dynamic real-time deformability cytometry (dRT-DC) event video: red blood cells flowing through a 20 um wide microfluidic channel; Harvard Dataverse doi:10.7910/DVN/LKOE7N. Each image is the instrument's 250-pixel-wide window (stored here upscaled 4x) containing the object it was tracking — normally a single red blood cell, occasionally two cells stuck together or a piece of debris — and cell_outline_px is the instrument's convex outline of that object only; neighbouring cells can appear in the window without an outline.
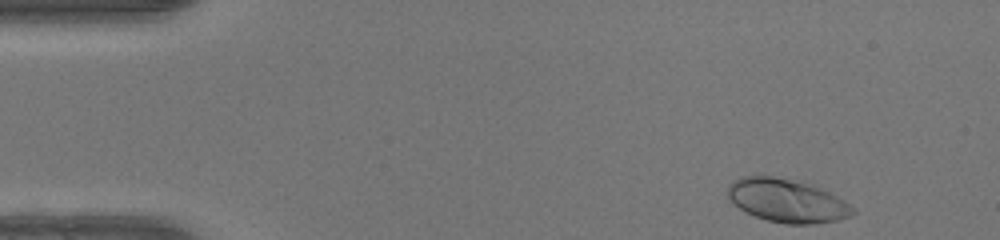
{"species": "human", "species_latin": "Homo sapiens", "temperature_condition": "warm", "stored_images_in_passage": 45, "camera_frame_rate_fps": 3000, "um_per_image_px": 0.085, "donor": {"sex": "female"}, "frame": {"image": 1, "passage_image": 1, "time_ms": 0.0, "image_size_px": [1000, 240], "cell_outline_px": [[856, 212], [840, 220], [812, 224], [784, 224], [768, 220], [756, 216], [740, 208], [728, 196], [728, 184], [732, 180], [744, 176], [772, 176], [800, 180], [812, 184], [844, 200], [856, 208]], "centroid_in_image_um": [66.93, 17.04], "position_along_channel_um": 18.1, "area_um2": 31.62}}
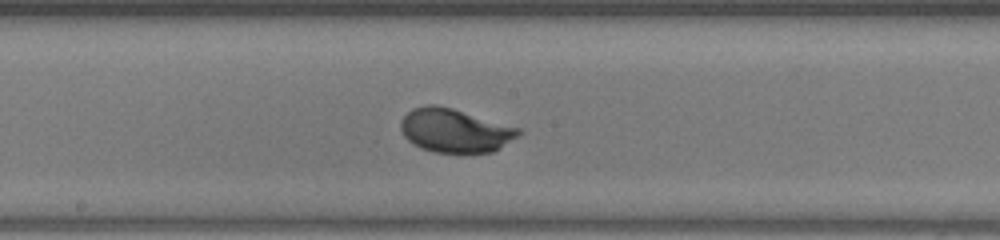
{"frame": {"image": 2, "passage_image": 22, "time_ms": 7.0, "image_size_px": [1000, 240], "cell_outline_px": [[524, 132], [520, 136], [500, 148], [492, 152], [436, 152], [420, 148], [408, 140], [404, 136], [400, 128], [400, 120], [412, 108], [428, 104], [436, 104], [452, 108], [520, 128]], "centroid_in_image_um": [38.68, 11.09], "position_along_channel_um": 209.5, "area_um2": 30.06}}
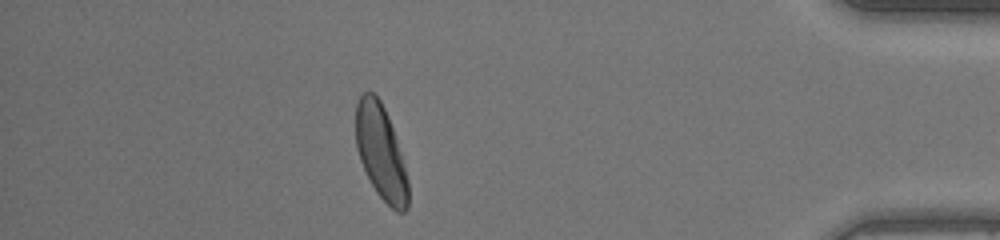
{"frame": {"image": 3, "passage_image": 39, "time_ms": 12.667, "image_size_px": [1000, 240], "cell_outline_px": [[408, 208], [404, 212], [396, 212], [376, 192], [360, 160], [356, 148], [356, 104], [360, 96], [364, 92], [372, 92], [380, 100], [388, 116], [404, 164], [408, 180]], "centroid_in_image_um": [32.37, 12.95], "position_along_channel_um": 402.8, "area_um2": 28.44}, "authors_computed_cell_mechanics": {"area_um2": 29.478, "velocity_mm_per_s": 4.2329, "shape_relaxation_time_tau1_ms": 2.3511, "shape_relaxation_time_tau2_ms": null, "deformation_change_tau1": 0.1619, "deformation_change_tau2": null}}